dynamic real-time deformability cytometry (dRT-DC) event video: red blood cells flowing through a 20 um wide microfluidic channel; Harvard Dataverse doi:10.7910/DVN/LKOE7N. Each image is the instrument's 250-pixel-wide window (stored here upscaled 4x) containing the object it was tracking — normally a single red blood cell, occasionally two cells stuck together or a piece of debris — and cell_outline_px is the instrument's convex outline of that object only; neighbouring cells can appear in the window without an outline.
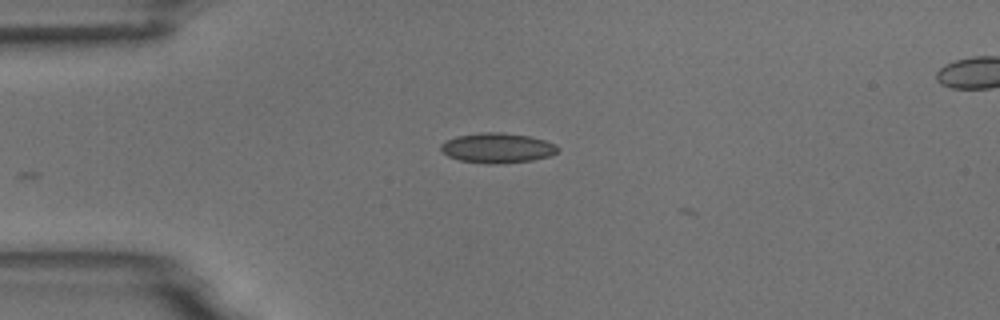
{"species": "common noctule bat (a hibernating species)", "species_latin": "Nyctalus noctula", "temperature_condition": "room temperature", "stored_images_in_passage": 4, "camera_frame_rate_fps": 3000, "um_per_image_px": 0.085, "animal": {"sex": "male", "body_mass_g": 18.8}, "frame": {"image": 1, "passage_image": 4, "time_ms": 3.333, "image_size_px": [1000, 320], "cell_outline_px": [[560, 148], [552, 156], [532, 160], [496, 164], [488, 164], [460, 160], [448, 156], [440, 148], [440, 144], [456, 136], [480, 132], [500, 132], [528, 136], [544, 140], [556, 144]], "centroid_in_image_um": [42.29, 12.58], "position_along_channel_um": 42.7, "area_um2": 20.4}}